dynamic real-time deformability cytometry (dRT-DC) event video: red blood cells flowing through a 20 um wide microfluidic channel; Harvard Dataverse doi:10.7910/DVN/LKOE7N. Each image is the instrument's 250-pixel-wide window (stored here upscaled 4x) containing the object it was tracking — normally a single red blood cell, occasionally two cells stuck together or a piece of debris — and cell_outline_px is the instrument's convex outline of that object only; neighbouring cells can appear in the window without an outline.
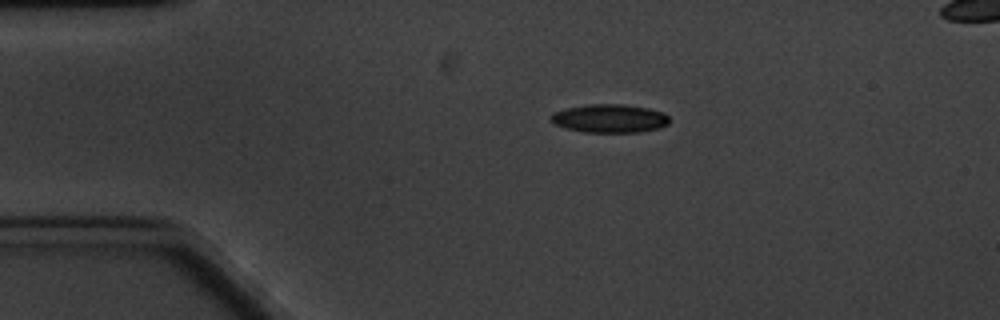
{"species": "common noctule bat (a hibernating species)", "species_latin": "Nyctalus noctula", "temperature_condition": "cold", "stored_images_in_passage": 3, "camera_frame_rate_fps": 3000, "um_per_image_px": 0.085, "animal": {"sex": "male", "body_mass_g": 20.1, "forearm_length_mm": 53.5}, "frame": {"image": 1, "passage_image": 1, "time_ms": 0.0, "image_size_px": [1000, 320], "cell_outline_px": [[668, 124], [660, 128], [640, 132], [584, 132], [564, 128], [548, 120], [548, 116], [552, 112], [564, 108], [592, 104], [624, 104], [648, 108], [664, 112], [668, 116]], "centroid_in_image_um": [51.78, 10.06], "position_along_channel_um": 33.2, "area_um2": 19.88}}